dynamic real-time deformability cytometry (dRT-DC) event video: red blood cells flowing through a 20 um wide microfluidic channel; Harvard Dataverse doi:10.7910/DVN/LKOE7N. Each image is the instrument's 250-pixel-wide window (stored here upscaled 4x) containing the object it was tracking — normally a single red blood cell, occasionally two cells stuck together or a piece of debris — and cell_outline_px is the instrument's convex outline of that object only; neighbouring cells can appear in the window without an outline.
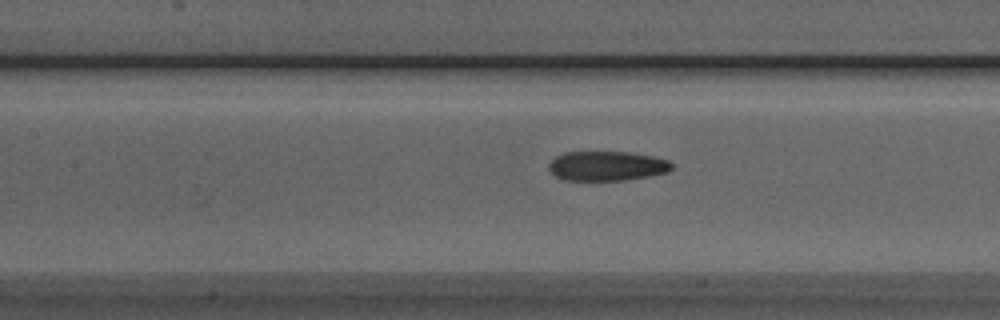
{"species": "Egyptian fruit bat (a non-hibernating species)", "species_latin": "Rousettus aegyptiacus", "temperature_condition": "room temperature", "stored_images_in_passage": 37, "camera_frame_rate_fps": 3000, "um_per_image_px": 0.085, "animal": {"sex": "male"}, "frame": {"image": 1, "passage_image": 10, "time_ms": 3.0, "image_size_px": [1000, 320], "cell_outline_px": [[672, 168], [668, 172], [652, 176], [624, 180], [564, 180], [556, 176], [548, 168], [548, 164], [556, 156], [564, 152], [632, 152], [652, 156], [668, 160], [672, 164]], "centroid_in_image_um": [51.6, 14.1], "position_along_channel_um": 155.8, "area_um2": 21.27}}
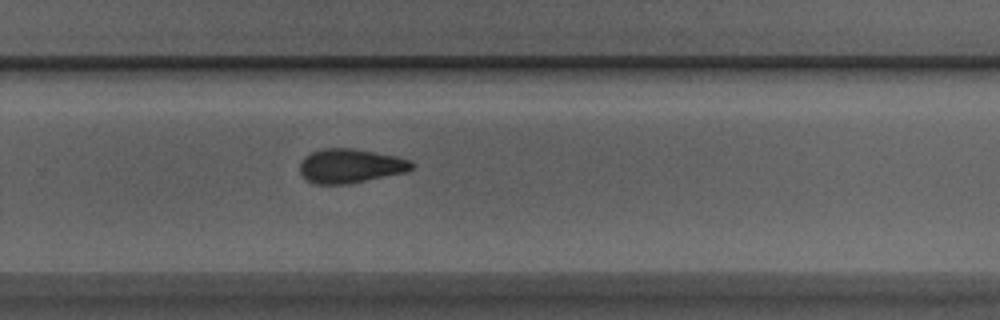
{"frame": {"image": 2, "passage_image": 21, "time_ms": 6.667, "image_size_px": [1000, 320], "cell_outline_px": [[412, 168], [408, 172], [344, 184], [316, 184], [308, 180], [300, 172], [300, 160], [304, 156], [320, 148], [352, 148], [396, 156], [408, 160], [412, 164]], "centroid_in_image_um": [29.74, 14.09], "position_along_channel_um": 300.1, "area_um2": 22.08}}
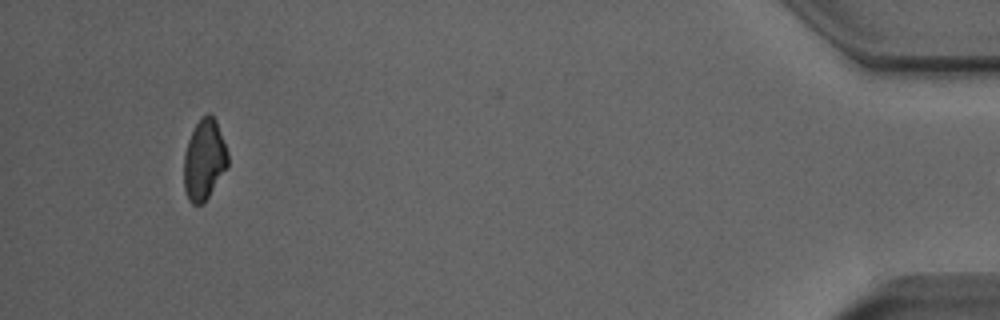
{"frame": {"image": 3, "passage_image": 36, "time_ms": 11.667, "image_size_px": [1000, 320], "cell_outline_px": [[228, 164], [208, 196], [200, 204], [192, 204], [188, 200], [184, 188], [184, 152], [188, 140], [200, 116], [208, 112], [216, 120], [228, 152]], "centroid_in_image_um": [17.34, 13.53], "position_along_channel_um": 417.9, "area_um2": 20.4}}